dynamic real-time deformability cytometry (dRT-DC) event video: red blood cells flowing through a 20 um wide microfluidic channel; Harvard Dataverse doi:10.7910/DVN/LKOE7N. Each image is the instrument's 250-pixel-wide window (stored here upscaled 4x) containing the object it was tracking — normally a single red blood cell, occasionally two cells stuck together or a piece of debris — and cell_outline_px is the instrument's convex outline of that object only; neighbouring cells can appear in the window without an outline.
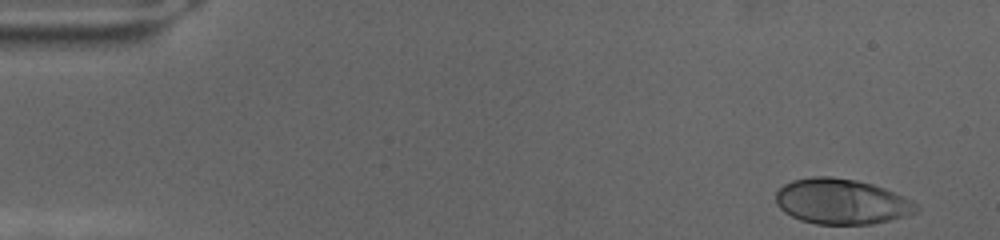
{"species": "human", "species_latin": "Homo sapiens", "temperature_condition": "cold", "stored_images_in_passage": 55, "camera_frame_rate_fps": 3000, "um_per_image_px": 0.085, "donor": {"sex": "female"}, "frame": {"image": 1, "passage_image": 1, "time_ms": 0.0, "image_size_px": [1000, 240], "cell_outline_px": [[920, 208], [916, 212], [908, 216], [872, 224], [816, 224], [800, 220], [784, 212], [776, 204], [776, 192], [784, 184], [792, 180], [812, 176], [832, 176], [856, 180], [872, 184], [884, 188], [904, 196], [912, 200]], "centroid_in_image_um": [71.53, 17.13], "position_along_channel_um": 13.5, "area_um2": 37.4}}
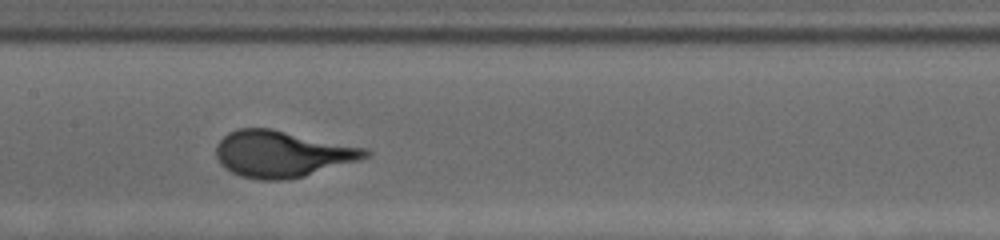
{"frame": {"image": 2, "passage_image": 32, "time_ms": 10.333, "image_size_px": [1000, 240], "cell_outline_px": [[372, 152], [368, 156], [360, 160], [304, 176], [284, 180], [260, 180], [240, 176], [224, 168], [220, 164], [216, 156], [216, 144], [228, 132], [236, 128], [272, 128], [368, 148]], "centroid_in_image_um": [23.98, 13.07], "position_along_channel_um": 183.4, "area_um2": 40.69}}
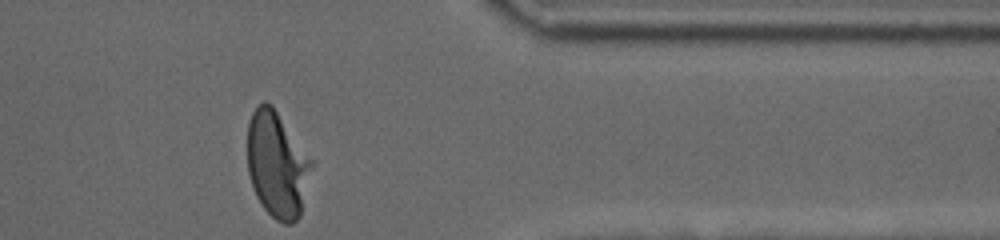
{"frame": {"image": 3, "passage_image": 55, "time_ms": 18.0, "image_size_px": [1000, 240], "cell_outline_px": [[312, 168], [300, 216], [292, 224], [284, 224], [276, 220], [264, 208], [256, 196], [248, 172], [248, 120], [252, 112], [264, 100], [272, 104], [312, 160]], "centroid_in_image_um": [23.55, 13.99], "position_along_channel_um": 387.9, "area_um2": 39.42}}